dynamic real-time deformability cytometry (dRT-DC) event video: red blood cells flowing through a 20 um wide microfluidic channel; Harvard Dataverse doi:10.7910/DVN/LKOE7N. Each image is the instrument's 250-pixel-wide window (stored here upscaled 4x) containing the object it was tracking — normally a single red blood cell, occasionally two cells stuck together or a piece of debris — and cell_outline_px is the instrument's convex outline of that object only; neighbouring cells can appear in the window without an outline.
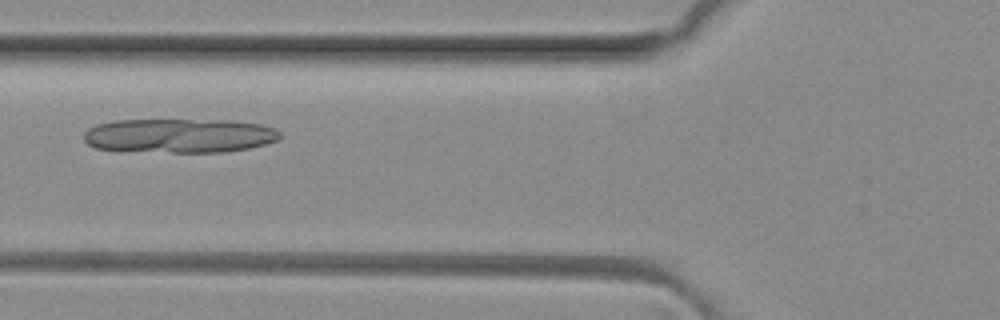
{"species": "common noctule bat (a hibernating species)", "species_latin": "Nyctalus noctula", "temperature_condition": "room temperature", "stored_images_in_passage": 47, "camera_frame_rate_fps": 3000, "um_per_image_px": 0.085, "animal": {"sex": "female", "body_mass_g": 29.2, "forearm_length_mm": 56.3}, "frame": {"image": 1, "passage_image": 18, "time_ms": 5.667, "image_size_px": [1000, 320], "cell_outline_px": [[280, 140], [248, 148], [224, 152], [172, 152], [96, 148], [88, 144], [84, 140], [84, 132], [88, 128], [96, 124], [116, 120], [228, 120], [260, 124], [272, 128], [280, 132]], "centroid_in_image_um": [15.25, 11.52], "position_along_channel_um": 110.5, "area_um2": 38.9}}
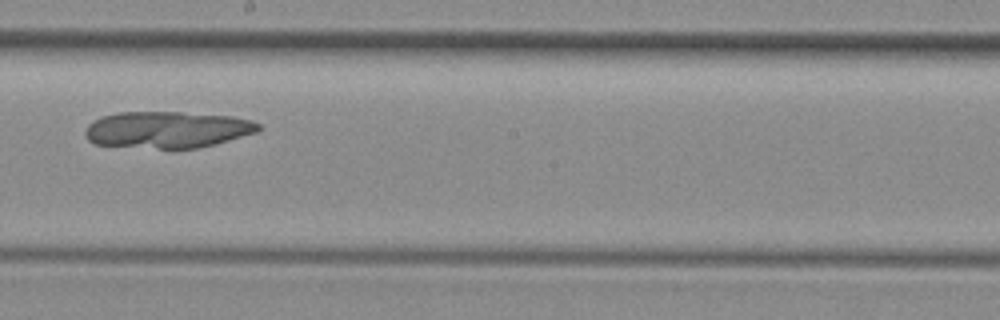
{"frame": {"image": 2, "passage_image": 27, "time_ms": 8.667, "image_size_px": [1000, 320], "cell_outline_px": [[260, 128], [256, 132], [212, 144], [196, 148], [160, 148], [96, 144], [88, 140], [84, 132], [88, 124], [92, 120], [100, 116], [116, 112], [180, 112], [232, 116], [252, 120], [260, 124]], "centroid_in_image_um": [14.17, 11.0], "position_along_channel_um": 234.0, "area_um2": 36.7}}
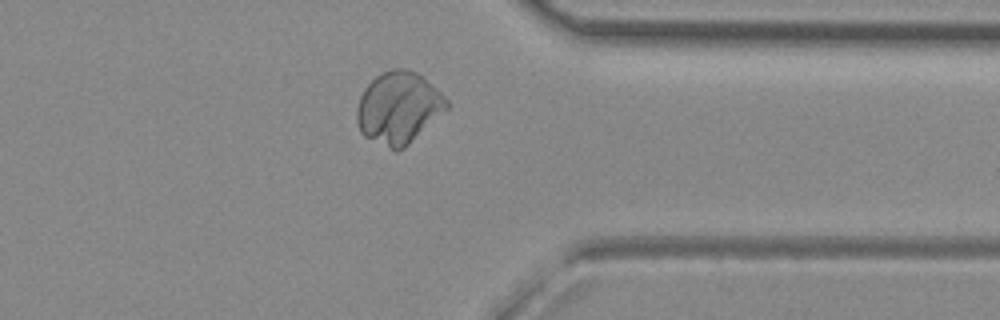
{"frame": {"image": 3, "passage_image": 38, "time_ms": 12.333, "image_size_px": [1000, 320], "cell_outline_px": [[452, 104], [448, 108], [404, 148], [396, 152], [364, 136], [360, 132], [356, 120], [356, 112], [360, 96], [364, 88], [376, 76], [392, 68], [404, 68], [416, 72], [436, 88]], "centroid_in_image_um": [33.86, 9.17], "position_along_channel_um": 377.5, "area_um2": 37.51}}